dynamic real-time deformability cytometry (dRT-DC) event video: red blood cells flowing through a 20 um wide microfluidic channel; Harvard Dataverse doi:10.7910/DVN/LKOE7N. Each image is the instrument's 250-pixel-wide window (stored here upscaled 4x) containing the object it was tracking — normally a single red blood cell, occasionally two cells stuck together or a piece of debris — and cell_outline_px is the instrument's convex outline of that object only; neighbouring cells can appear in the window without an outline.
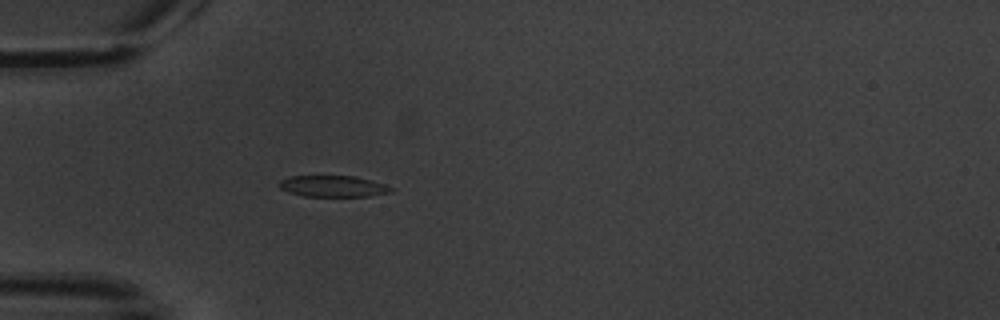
{"species": "common noctule bat (a hibernating species)", "species_latin": "Nyctalus noctula", "temperature_condition": "warm", "stored_images_in_passage": 3, "camera_frame_rate_fps": 3000, "um_per_image_px": 0.085, "animal": {"sex": "male", "body_mass_g": 20.1, "forearm_length_mm": 53.5}, "frame": {"image": 1, "passage_image": 3, "time_ms": 3.0, "image_size_px": [1000, 320], "cell_outline_px": [[392, 192], [368, 196], [304, 196], [288, 192], [280, 188], [276, 184], [280, 180], [288, 176], [352, 176], [384, 184], [392, 188]], "centroid_in_image_um": [28.23, 15.83], "position_along_channel_um": 56.8, "area_um2": 13.76}}